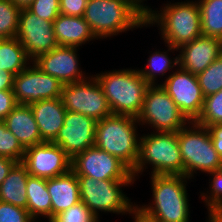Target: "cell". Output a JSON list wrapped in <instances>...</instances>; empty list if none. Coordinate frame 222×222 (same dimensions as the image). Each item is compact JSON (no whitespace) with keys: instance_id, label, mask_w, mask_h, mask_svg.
Returning a JSON list of instances; mask_svg holds the SVG:
<instances>
[{"instance_id":"obj_1","label":"cell","mask_w":222,"mask_h":222,"mask_svg":"<svg viewBox=\"0 0 222 222\" xmlns=\"http://www.w3.org/2000/svg\"><path fill=\"white\" fill-rule=\"evenodd\" d=\"M84 20L97 39L146 26L142 0H88Z\"/></svg>"},{"instance_id":"obj_2","label":"cell","mask_w":222,"mask_h":222,"mask_svg":"<svg viewBox=\"0 0 222 222\" xmlns=\"http://www.w3.org/2000/svg\"><path fill=\"white\" fill-rule=\"evenodd\" d=\"M189 179L184 175H151L152 204H137L136 212L150 222H189Z\"/></svg>"},{"instance_id":"obj_3","label":"cell","mask_w":222,"mask_h":222,"mask_svg":"<svg viewBox=\"0 0 222 222\" xmlns=\"http://www.w3.org/2000/svg\"><path fill=\"white\" fill-rule=\"evenodd\" d=\"M186 1L169 2L160 11L146 6L145 27L160 26L161 39L178 49L202 35L198 2Z\"/></svg>"},{"instance_id":"obj_4","label":"cell","mask_w":222,"mask_h":222,"mask_svg":"<svg viewBox=\"0 0 222 222\" xmlns=\"http://www.w3.org/2000/svg\"><path fill=\"white\" fill-rule=\"evenodd\" d=\"M114 115L138 117L150 86L136 69H120L93 75Z\"/></svg>"},{"instance_id":"obj_5","label":"cell","mask_w":222,"mask_h":222,"mask_svg":"<svg viewBox=\"0 0 222 222\" xmlns=\"http://www.w3.org/2000/svg\"><path fill=\"white\" fill-rule=\"evenodd\" d=\"M138 120L127 115H110L96 122L94 146L117 157L131 171L135 168L140 147Z\"/></svg>"},{"instance_id":"obj_6","label":"cell","mask_w":222,"mask_h":222,"mask_svg":"<svg viewBox=\"0 0 222 222\" xmlns=\"http://www.w3.org/2000/svg\"><path fill=\"white\" fill-rule=\"evenodd\" d=\"M146 164L152 165L151 175H183L177 132L153 130L151 134L141 135L138 161L131 171L135 180L146 169Z\"/></svg>"},{"instance_id":"obj_7","label":"cell","mask_w":222,"mask_h":222,"mask_svg":"<svg viewBox=\"0 0 222 222\" xmlns=\"http://www.w3.org/2000/svg\"><path fill=\"white\" fill-rule=\"evenodd\" d=\"M80 199L99 221V213L135 214L136 204L126 197L121 187L133 184L135 179L97 180L77 175Z\"/></svg>"},{"instance_id":"obj_8","label":"cell","mask_w":222,"mask_h":222,"mask_svg":"<svg viewBox=\"0 0 222 222\" xmlns=\"http://www.w3.org/2000/svg\"><path fill=\"white\" fill-rule=\"evenodd\" d=\"M183 161V175L194 179V173H211L222 166V158L214 149L209 128L194 121L177 132Z\"/></svg>"},{"instance_id":"obj_9","label":"cell","mask_w":222,"mask_h":222,"mask_svg":"<svg viewBox=\"0 0 222 222\" xmlns=\"http://www.w3.org/2000/svg\"><path fill=\"white\" fill-rule=\"evenodd\" d=\"M137 120L139 126L151 125L155 132H178L190 122L160 83L148 87Z\"/></svg>"},{"instance_id":"obj_10","label":"cell","mask_w":222,"mask_h":222,"mask_svg":"<svg viewBox=\"0 0 222 222\" xmlns=\"http://www.w3.org/2000/svg\"><path fill=\"white\" fill-rule=\"evenodd\" d=\"M60 98L66 111L81 113L96 121L112 115L107 98L94 76L63 85Z\"/></svg>"},{"instance_id":"obj_11","label":"cell","mask_w":222,"mask_h":222,"mask_svg":"<svg viewBox=\"0 0 222 222\" xmlns=\"http://www.w3.org/2000/svg\"><path fill=\"white\" fill-rule=\"evenodd\" d=\"M15 75L13 93L18 104L30 105L40 100L60 98L62 83L31 62Z\"/></svg>"},{"instance_id":"obj_12","label":"cell","mask_w":222,"mask_h":222,"mask_svg":"<svg viewBox=\"0 0 222 222\" xmlns=\"http://www.w3.org/2000/svg\"><path fill=\"white\" fill-rule=\"evenodd\" d=\"M175 70L172 74L167 75L165 81L160 85L185 117L190 122L195 121L201 114L204 103L197 76L180 66Z\"/></svg>"},{"instance_id":"obj_13","label":"cell","mask_w":222,"mask_h":222,"mask_svg":"<svg viewBox=\"0 0 222 222\" xmlns=\"http://www.w3.org/2000/svg\"><path fill=\"white\" fill-rule=\"evenodd\" d=\"M71 170L76 175L97 180L134 179L131 170L123 162L96 146L77 154L71 161Z\"/></svg>"},{"instance_id":"obj_14","label":"cell","mask_w":222,"mask_h":222,"mask_svg":"<svg viewBox=\"0 0 222 222\" xmlns=\"http://www.w3.org/2000/svg\"><path fill=\"white\" fill-rule=\"evenodd\" d=\"M16 38L23 45L32 62L58 46L53 22L39 18L28 8L20 11Z\"/></svg>"},{"instance_id":"obj_15","label":"cell","mask_w":222,"mask_h":222,"mask_svg":"<svg viewBox=\"0 0 222 222\" xmlns=\"http://www.w3.org/2000/svg\"><path fill=\"white\" fill-rule=\"evenodd\" d=\"M71 161L59 145L42 142L25 149L22 163L29 175L50 179L68 173Z\"/></svg>"},{"instance_id":"obj_16","label":"cell","mask_w":222,"mask_h":222,"mask_svg":"<svg viewBox=\"0 0 222 222\" xmlns=\"http://www.w3.org/2000/svg\"><path fill=\"white\" fill-rule=\"evenodd\" d=\"M96 122L92 117L66 111L64 126L52 143L59 145L73 159L77 154L94 146Z\"/></svg>"},{"instance_id":"obj_17","label":"cell","mask_w":222,"mask_h":222,"mask_svg":"<svg viewBox=\"0 0 222 222\" xmlns=\"http://www.w3.org/2000/svg\"><path fill=\"white\" fill-rule=\"evenodd\" d=\"M78 49L79 47L73 46H57L33 62L43 72L57 78L62 85L80 82L88 76L79 67Z\"/></svg>"},{"instance_id":"obj_18","label":"cell","mask_w":222,"mask_h":222,"mask_svg":"<svg viewBox=\"0 0 222 222\" xmlns=\"http://www.w3.org/2000/svg\"><path fill=\"white\" fill-rule=\"evenodd\" d=\"M178 50L179 66L197 75L222 54V40L201 35Z\"/></svg>"},{"instance_id":"obj_19","label":"cell","mask_w":222,"mask_h":222,"mask_svg":"<svg viewBox=\"0 0 222 222\" xmlns=\"http://www.w3.org/2000/svg\"><path fill=\"white\" fill-rule=\"evenodd\" d=\"M43 142H53L64 126L66 109L61 98L40 100L30 104Z\"/></svg>"},{"instance_id":"obj_20","label":"cell","mask_w":222,"mask_h":222,"mask_svg":"<svg viewBox=\"0 0 222 222\" xmlns=\"http://www.w3.org/2000/svg\"><path fill=\"white\" fill-rule=\"evenodd\" d=\"M47 189L51 198V220L81 202L79 182L72 170L64 175L47 179Z\"/></svg>"},{"instance_id":"obj_21","label":"cell","mask_w":222,"mask_h":222,"mask_svg":"<svg viewBox=\"0 0 222 222\" xmlns=\"http://www.w3.org/2000/svg\"><path fill=\"white\" fill-rule=\"evenodd\" d=\"M3 122L24 149L43 142L30 105L18 104Z\"/></svg>"},{"instance_id":"obj_22","label":"cell","mask_w":222,"mask_h":222,"mask_svg":"<svg viewBox=\"0 0 222 222\" xmlns=\"http://www.w3.org/2000/svg\"><path fill=\"white\" fill-rule=\"evenodd\" d=\"M53 28L58 46L80 47L93 39L98 40L83 16L59 14L53 21Z\"/></svg>"},{"instance_id":"obj_23","label":"cell","mask_w":222,"mask_h":222,"mask_svg":"<svg viewBox=\"0 0 222 222\" xmlns=\"http://www.w3.org/2000/svg\"><path fill=\"white\" fill-rule=\"evenodd\" d=\"M27 167L17 162L0 185V201L27 209Z\"/></svg>"},{"instance_id":"obj_24","label":"cell","mask_w":222,"mask_h":222,"mask_svg":"<svg viewBox=\"0 0 222 222\" xmlns=\"http://www.w3.org/2000/svg\"><path fill=\"white\" fill-rule=\"evenodd\" d=\"M27 211L35 220L45 217L51 221V198L47 189V179L28 175L27 184Z\"/></svg>"},{"instance_id":"obj_25","label":"cell","mask_w":222,"mask_h":222,"mask_svg":"<svg viewBox=\"0 0 222 222\" xmlns=\"http://www.w3.org/2000/svg\"><path fill=\"white\" fill-rule=\"evenodd\" d=\"M32 62L16 38L0 39V70L17 75Z\"/></svg>"},{"instance_id":"obj_26","label":"cell","mask_w":222,"mask_h":222,"mask_svg":"<svg viewBox=\"0 0 222 222\" xmlns=\"http://www.w3.org/2000/svg\"><path fill=\"white\" fill-rule=\"evenodd\" d=\"M167 47V51H155L154 53H152L147 59L148 64L145 65V69H137L141 77L149 85H158V83L156 82L158 76L162 77L166 73L170 72V70H173V67L175 68V66H179V55H177L173 59H171L168 55V51H173L174 53L175 50L178 51V48L170 46L169 44H167Z\"/></svg>"},{"instance_id":"obj_27","label":"cell","mask_w":222,"mask_h":222,"mask_svg":"<svg viewBox=\"0 0 222 222\" xmlns=\"http://www.w3.org/2000/svg\"><path fill=\"white\" fill-rule=\"evenodd\" d=\"M202 35L222 40V0H197Z\"/></svg>"},{"instance_id":"obj_28","label":"cell","mask_w":222,"mask_h":222,"mask_svg":"<svg viewBox=\"0 0 222 222\" xmlns=\"http://www.w3.org/2000/svg\"><path fill=\"white\" fill-rule=\"evenodd\" d=\"M194 122L208 128L222 127V90L204 97L201 114Z\"/></svg>"},{"instance_id":"obj_29","label":"cell","mask_w":222,"mask_h":222,"mask_svg":"<svg viewBox=\"0 0 222 222\" xmlns=\"http://www.w3.org/2000/svg\"><path fill=\"white\" fill-rule=\"evenodd\" d=\"M196 76L204 97L222 90V54Z\"/></svg>"},{"instance_id":"obj_30","label":"cell","mask_w":222,"mask_h":222,"mask_svg":"<svg viewBox=\"0 0 222 222\" xmlns=\"http://www.w3.org/2000/svg\"><path fill=\"white\" fill-rule=\"evenodd\" d=\"M20 11L11 0H0V39L17 36Z\"/></svg>"},{"instance_id":"obj_31","label":"cell","mask_w":222,"mask_h":222,"mask_svg":"<svg viewBox=\"0 0 222 222\" xmlns=\"http://www.w3.org/2000/svg\"><path fill=\"white\" fill-rule=\"evenodd\" d=\"M24 154L25 149L18 139L7 129L6 124L0 121V156L22 162Z\"/></svg>"},{"instance_id":"obj_32","label":"cell","mask_w":222,"mask_h":222,"mask_svg":"<svg viewBox=\"0 0 222 222\" xmlns=\"http://www.w3.org/2000/svg\"><path fill=\"white\" fill-rule=\"evenodd\" d=\"M208 174L212 176V179H209L211 180L209 182L210 191H207L210 193H201V198L208 207V212H222V166L217 171Z\"/></svg>"},{"instance_id":"obj_33","label":"cell","mask_w":222,"mask_h":222,"mask_svg":"<svg viewBox=\"0 0 222 222\" xmlns=\"http://www.w3.org/2000/svg\"><path fill=\"white\" fill-rule=\"evenodd\" d=\"M50 222H100L81 201L56 215Z\"/></svg>"},{"instance_id":"obj_34","label":"cell","mask_w":222,"mask_h":222,"mask_svg":"<svg viewBox=\"0 0 222 222\" xmlns=\"http://www.w3.org/2000/svg\"><path fill=\"white\" fill-rule=\"evenodd\" d=\"M28 9L39 18L53 22L60 14V0H34Z\"/></svg>"},{"instance_id":"obj_35","label":"cell","mask_w":222,"mask_h":222,"mask_svg":"<svg viewBox=\"0 0 222 222\" xmlns=\"http://www.w3.org/2000/svg\"><path fill=\"white\" fill-rule=\"evenodd\" d=\"M27 209L0 201V222H34Z\"/></svg>"},{"instance_id":"obj_36","label":"cell","mask_w":222,"mask_h":222,"mask_svg":"<svg viewBox=\"0 0 222 222\" xmlns=\"http://www.w3.org/2000/svg\"><path fill=\"white\" fill-rule=\"evenodd\" d=\"M88 0H60V14L84 16Z\"/></svg>"},{"instance_id":"obj_37","label":"cell","mask_w":222,"mask_h":222,"mask_svg":"<svg viewBox=\"0 0 222 222\" xmlns=\"http://www.w3.org/2000/svg\"><path fill=\"white\" fill-rule=\"evenodd\" d=\"M18 105L13 90H0V121H4Z\"/></svg>"},{"instance_id":"obj_38","label":"cell","mask_w":222,"mask_h":222,"mask_svg":"<svg viewBox=\"0 0 222 222\" xmlns=\"http://www.w3.org/2000/svg\"><path fill=\"white\" fill-rule=\"evenodd\" d=\"M214 149L222 158V127L209 128Z\"/></svg>"},{"instance_id":"obj_39","label":"cell","mask_w":222,"mask_h":222,"mask_svg":"<svg viewBox=\"0 0 222 222\" xmlns=\"http://www.w3.org/2000/svg\"><path fill=\"white\" fill-rule=\"evenodd\" d=\"M16 163L11 158L0 156V185Z\"/></svg>"},{"instance_id":"obj_40","label":"cell","mask_w":222,"mask_h":222,"mask_svg":"<svg viewBox=\"0 0 222 222\" xmlns=\"http://www.w3.org/2000/svg\"><path fill=\"white\" fill-rule=\"evenodd\" d=\"M15 75L0 70V90H12Z\"/></svg>"},{"instance_id":"obj_41","label":"cell","mask_w":222,"mask_h":222,"mask_svg":"<svg viewBox=\"0 0 222 222\" xmlns=\"http://www.w3.org/2000/svg\"><path fill=\"white\" fill-rule=\"evenodd\" d=\"M19 9H27L34 0H11Z\"/></svg>"},{"instance_id":"obj_42","label":"cell","mask_w":222,"mask_h":222,"mask_svg":"<svg viewBox=\"0 0 222 222\" xmlns=\"http://www.w3.org/2000/svg\"><path fill=\"white\" fill-rule=\"evenodd\" d=\"M207 222H222V212H208Z\"/></svg>"},{"instance_id":"obj_43","label":"cell","mask_w":222,"mask_h":222,"mask_svg":"<svg viewBox=\"0 0 222 222\" xmlns=\"http://www.w3.org/2000/svg\"><path fill=\"white\" fill-rule=\"evenodd\" d=\"M133 218H134V222H150V221L146 220L145 218H143L141 215H139L137 212H135V214H133Z\"/></svg>"}]
</instances>
